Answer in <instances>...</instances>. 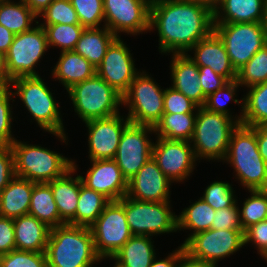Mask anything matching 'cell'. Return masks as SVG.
<instances>
[{
    "mask_svg": "<svg viewBox=\"0 0 267 267\" xmlns=\"http://www.w3.org/2000/svg\"><path fill=\"white\" fill-rule=\"evenodd\" d=\"M153 29L158 30L160 53L188 54L214 31V13L196 1L151 0L149 32Z\"/></svg>",
    "mask_w": 267,
    "mask_h": 267,
    "instance_id": "cell-1",
    "label": "cell"
},
{
    "mask_svg": "<svg viewBox=\"0 0 267 267\" xmlns=\"http://www.w3.org/2000/svg\"><path fill=\"white\" fill-rule=\"evenodd\" d=\"M48 267H87L101 258L89 227L64 224L50 228L46 247Z\"/></svg>",
    "mask_w": 267,
    "mask_h": 267,
    "instance_id": "cell-2",
    "label": "cell"
},
{
    "mask_svg": "<svg viewBox=\"0 0 267 267\" xmlns=\"http://www.w3.org/2000/svg\"><path fill=\"white\" fill-rule=\"evenodd\" d=\"M224 162L236 172L240 185L249 190H267L265 160L259 153L254 127L239 124L232 132Z\"/></svg>",
    "mask_w": 267,
    "mask_h": 267,
    "instance_id": "cell-3",
    "label": "cell"
},
{
    "mask_svg": "<svg viewBox=\"0 0 267 267\" xmlns=\"http://www.w3.org/2000/svg\"><path fill=\"white\" fill-rule=\"evenodd\" d=\"M9 85L15 88V92H12L13 96L18 95L38 126L66 144L68 136L64 130L59 103L56 102L54 93L50 91L41 76L18 77L11 80Z\"/></svg>",
    "mask_w": 267,
    "mask_h": 267,
    "instance_id": "cell-4",
    "label": "cell"
},
{
    "mask_svg": "<svg viewBox=\"0 0 267 267\" xmlns=\"http://www.w3.org/2000/svg\"><path fill=\"white\" fill-rule=\"evenodd\" d=\"M238 125L233 117L208 111L203 106L198 107L194 133L190 141L197 160L223 161L231 134Z\"/></svg>",
    "mask_w": 267,
    "mask_h": 267,
    "instance_id": "cell-5",
    "label": "cell"
},
{
    "mask_svg": "<svg viewBox=\"0 0 267 267\" xmlns=\"http://www.w3.org/2000/svg\"><path fill=\"white\" fill-rule=\"evenodd\" d=\"M15 176L35 183H47L62 177L72 168V159L40 145L15 140L11 144Z\"/></svg>",
    "mask_w": 267,
    "mask_h": 267,
    "instance_id": "cell-6",
    "label": "cell"
},
{
    "mask_svg": "<svg viewBox=\"0 0 267 267\" xmlns=\"http://www.w3.org/2000/svg\"><path fill=\"white\" fill-rule=\"evenodd\" d=\"M66 92L74 111L85 123L94 119L108 118L120 113L122 95L108 85L97 73L71 87Z\"/></svg>",
    "mask_w": 267,
    "mask_h": 267,
    "instance_id": "cell-7",
    "label": "cell"
},
{
    "mask_svg": "<svg viewBox=\"0 0 267 267\" xmlns=\"http://www.w3.org/2000/svg\"><path fill=\"white\" fill-rule=\"evenodd\" d=\"M146 71H140L122 97L130 123L155 127L164 114V91Z\"/></svg>",
    "mask_w": 267,
    "mask_h": 267,
    "instance_id": "cell-8",
    "label": "cell"
},
{
    "mask_svg": "<svg viewBox=\"0 0 267 267\" xmlns=\"http://www.w3.org/2000/svg\"><path fill=\"white\" fill-rule=\"evenodd\" d=\"M214 32L223 41L236 72L267 44L262 22L214 24Z\"/></svg>",
    "mask_w": 267,
    "mask_h": 267,
    "instance_id": "cell-9",
    "label": "cell"
},
{
    "mask_svg": "<svg viewBox=\"0 0 267 267\" xmlns=\"http://www.w3.org/2000/svg\"><path fill=\"white\" fill-rule=\"evenodd\" d=\"M37 23L31 30L16 34L5 54L6 71L13 80L18 77L40 76L38 62L49 49L45 29Z\"/></svg>",
    "mask_w": 267,
    "mask_h": 267,
    "instance_id": "cell-10",
    "label": "cell"
},
{
    "mask_svg": "<svg viewBox=\"0 0 267 267\" xmlns=\"http://www.w3.org/2000/svg\"><path fill=\"white\" fill-rule=\"evenodd\" d=\"M89 228L97 254L110 259L133 235L126 220L125 196L110 201Z\"/></svg>",
    "mask_w": 267,
    "mask_h": 267,
    "instance_id": "cell-11",
    "label": "cell"
},
{
    "mask_svg": "<svg viewBox=\"0 0 267 267\" xmlns=\"http://www.w3.org/2000/svg\"><path fill=\"white\" fill-rule=\"evenodd\" d=\"M170 202H149L125 196V215L133 235L155 236L178 231Z\"/></svg>",
    "mask_w": 267,
    "mask_h": 267,
    "instance_id": "cell-12",
    "label": "cell"
},
{
    "mask_svg": "<svg viewBox=\"0 0 267 267\" xmlns=\"http://www.w3.org/2000/svg\"><path fill=\"white\" fill-rule=\"evenodd\" d=\"M244 232L209 229L192 235L182 246L190 258L216 267L221 259L245 246Z\"/></svg>",
    "mask_w": 267,
    "mask_h": 267,
    "instance_id": "cell-13",
    "label": "cell"
},
{
    "mask_svg": "<svg viewBox=\"0 0 267 267\" xmlns=\"http://www.w3.org/2000/svg\"><path fill=\"white\" fill-rule=\"evenodd\" d=\"M152 133L154 127L133 123L123 130L114 160L127 181L152 157Z\"/></svg>",
    "mask_w": 267,
    "mask_h": 267,
    "instance_id": "cell-14",
    "label": "cell"
},
{
    "mask_svg": "<svg viewBox=\"0 0 267 267\" xmlns=\"http://www.w3.org/2000/svg\"><path fill=\"white\" fill-rule=\"evenodd\" d=\"M151 0H103L104 26L115 36L149 31Z\"/></svg>",
    "mask_w": 267,
    "mask_h": 267,
    "instance_id": "cell-15",
    "label": "cell"
},
{
    "mask_svg": "<svg viewBox=\"0 0 267 267\" xmlns=\"http://www.w3.org/2000/svg\"><path fill=\"white\" fill-rule=\"evenodd\" d=\"M152 158L172 182H183L195 169L197 158L189 141L157 137L152 147Z\"/></svg>",
    "mask_w": 267,
    "mask_h": 267,
    "instance_id": "cell-16",
    "label": "cell"
},
{
    "mask_svg": "<svg viewBox=\"0 0 267 267\" xmlns=\"http://www.w3.org/2000/svg\"><path fill=\"white\" fill-rule=\"evenodd\" d=\"M129 48L121 37H117L107 49L96 73L122 96L139 73Z\"/></svg>",
    "mask_w": 267,
    "mask_h": 267,
    "instance_id": "cell-17",
    "label": "cell"
},
{
    "mask_svg": "<svg viewBox=\"0 0 267 267\" xmlns=\"http://www.w3.org/2000/svg\"><path fill=\"white\" fill-rule=\"evenodd\" d=\"M124 117L119 113L108 118L85 122L88 128L90 160L115 158L121 134L130 123V120Z\"/></svg>",
    "mask_w": 267,
    "mask_h": 267,
    "instance_id": "cell-18",
    "label": "cell"
},
{
    "mask_svg": "<svg viewBox=\"0 0 267 267\" xmlns=\"http://www.w3.org/2000/svg\"><path fill=\"white\" fill-rule=\"evenodd\" d=\"M86 176L80 175L83 185L97 191L109 201L121 200L127 194L128 181L114 159L90 160Z\"/></svg>",
    "mask_w": 267,
    "mask_h": 267,
    "instance_id": "cell-19",
    "label": "cell"
},
{
    "mask_svg": "<svg viewBox=\"0 0 267 267\" xmlns=\"http://www.w3.org/2000/svg\"><path fill=\"white\" fill-rule=\"evenodd\" d=\"M172 183L151 157L128 180L126 196L140 201L170 202V185Z\"/></svg>",
    "mask_w": 267,
    "mask_h": 267,
    "instance_id": "cell-20",
    "label": "cell"
},
{
    "mask_svg": "<svg viewBox=\"0 0 267 267\" xmlns=\"http://www.w3.org/2000/svg\"><path fill=\"white\" fill-rule=\"evenodd\" d=\"M194 57L187 54L198 67H210L215 73L228 81L236 80L237 72L232 67L225 45L213 31L208 37L199 40L190 51Z\"/></svg>",
    "mask_w": 267,
    "mask_h": 267,
    "instance_id": "cell-21",
    "label": "cell"
},
{
    "mask_svg": "<svg viewBox=\"0 0 267 267\" xmlns=\"http://www.w3.org/2000/svg\"><path fill=\"white\" fill-rule=\"evenodd\" d=\"M170 79L175 90L183 93L199 107L204 106L207 97L203 94L199 82L198 66L187 54H172Z\"/></svg>",
    "mask_w": 267,
    "mask_h": 267,
    "instance_id": "cell-22",
    "label": "cell"
},
{
    "mask_svg": "<svg viewBox=\"0 0 267 267\" xmlns=\"http://www.w3.org/2000/svg\"><path fill=\"white\" fill-rule=\"evenodd\" d=\"M77 170L75 160L72 168L62 177L47 182L52 190L60 219L65 224L75 225V214L77 209L80 186L83 184L80 175L73 178ZM73 174V175H71Z\"/></svg>",
    "mask_w": 267,
    "mask_h": 267,
    "instance_id": "cell-23",
    "label": "cell"
},
{
    "mask_svg": "<svg viewBox=\"0 0 267 267\" xmlns=\"http://www.w3.org/2000/svg\"><path fill=\"white\" fill-rule=\"evenodd\" d=\"M267 0H221L213 10L214 24L263 22Z\"/></svg>",
    "mask_w": 267,
    "mask_h": 267,
    "instance_id": "cell-24",
    "label": "cell"
},
{
    "mask_svg": "<svg viewBox=\"0 0 267 267\" xmlns=\"http://www.w3.org/2000/svg\"><path fill=\"white\" fill-rule=\"evenodd\" d=\"M35 182L14 176L0 192V216L15 219L29 214Z\"/></svg>",
    "mask_w": 267,
    "mask_h": 267,
    "instance_id": "cell-25",
    "label": "cell"
},
{
    "mask_svg": "<svg viewBox=\"0 0 267 267\" xmlns=\"http://www.w3.org/2000/svg\"><path fill=\"white\" fill-rule=\"evenodd\" d=\"M16 250L45 252L50 227L32 215L13 219Z\"/></svg>",
    "mask_w": 267,
    "mask_h": 267,
    "instance_id": "cell-26",
    "label": "cell"
},
{
    "mask_svg": "<svg viewBox=\"0 0 267 267\" xmlns=\"http://www.w3.org/2000/svg\"><path fill=\"white\" fill-rule=\"evenodd\" d=\"M57 64L52 69V76L69 90L74 85L96 74V68L74 50L62 51Z\"/></svg>",
    "mask_w": 267,
    "mask_h": 267,
    "instance_id": "cell-27",
    "label": "cell"
},
{
    "mask_svg": "<svg viewBox=\"0 0 267 267\" xmlns=\"http://www.w3.org/2000/svg\"><path fill=\"white\" fill-rule=\"evenodd\" d=\"M152 237L132 235V237L110 258L115 267H150L156 257Z\"/></svg>",
    "mask_w": 267,
    "mask_h": 267,
    "instance_id": "cell-28",
    "label": "cell"
},
{
    "mask_svg": "<svg viewBox=\"0 0 267 267\" xmlns=\"http://www.w3.org/2000/svg\"><path fill=\"white\" fill-rule=\"evenodd\" d=\"M102 26L85 28L74 49L96 69L102 63L110 44L117 38L106 26Z\"/></svg>",
    "mask_w": 267,
    "mask_h": 267,
    "instance_id": "cell-29",
    "label": "cell"
},
{
    "mask_svg": "<svg viewBox=\"0 0 267 267\" xmlns=\"http://www.w3.org/2000/svg\"><path fill=\"white\" fill-rule=\"evenodd\" d=\"M29 215L53 228L64 225L48 183H35L30 200Z\"/></svg>",
    "mask_w": 267,
    "mask_h": 267,
    "instance_id": "cell-30",
    "label": "cell"
},
{
    "mask_svg": "<svg viewBox=\"0 0 267 267\" xmlns=\"http://www.w3.org/2000/svg\"><path fill=\"white\" fill-rule=\"evenodd\" d=\"M38 16L25 4L23 0L15 2L12 0H0V24L12 33L20 34L29 31L35 24L39 23Z\"/></svg>",
    "mask_w": 267,
    "mask_h": 267,
    "instance_id": "cell-31",
    "label": "cell"
},
{
    "mask_svg": "<svg viewBox=\"0 0 267 267\" xmlns=\"http://www.w3.org/2000/svg\"><path fill=\"white\" fill-rule=\"evenodd\" d=\"M197 113L163 114L155 125L156 137L168 140L191 141Z\"/></svg>",
    "mask_w": 267,
    "mask_h": 267,
    "instance_id": "cell-32",
    "label": "cell"
},
{
    "mask_svg": "<svg viewBox=\"0 0 267 267\" xmlns=\"http://www.w3.org/2000/svg\"><path fill=\"white\" fill-rule=\"evenodd\" d=\"M215 210L201 197L198 201L184 208L183 211L177 215V228L181 230H192L193 232L185 239L184 243L196 233L207 231L211 229Z\"/></svg>",
    "mask_w": 267,
    "mask_h": 267,
    "instance_id": "cell-33",
    "label": "cell"
},
{
    "mask_svg": "<svg viewBox=\"0 0 267 267\" xmlns=\"http://www.w3.org/2000/svg\"><path fill=\"white\" fill-rule=\"evenodd\" d=\"M109 202L105 196L82 184L75 214V226L90 227Z\"/></svg>",
    "mask_w": 267,
    "mask_h": 267,
    "instance_id": "cell-34",
    "label": "cell"
},
{
    "mask_svg": "<svg viewBox=\"0 0 267 267\" xmlns=\"http://www.w3.org/2000/svg\"><path fill=\"white\" fill-rule=\"evenodd\" d=\"M244 96V113L241 124L254 127L267 123V81L249 87Z\"/></svg>",
    "mask_w": 267,
    "mask_h": 267,
    "instance_id": "cell-35",
    "label": "cell"
},
{
    "mask_svg": "<svg viewBox=\"0 0 267 267\" xmlns=\"http://www.w3.org/2000/svg\"><path fill=\"white\" fill-rule=\"evenodd\" d=\"M46 32L49 47L60 48L61 51H71L76 47L85 27L81 24L41 25Z\"/></svg>",
    "mask_w": 267,
    "mask_h": 267,
    "instance_id": "cell-36",
    "label": "cell"
},
{
    "mask_svg": "<svg viewBox=\"0 0 267 267\" xmlns=\"http://www.w3.org/2000/svg\"><path fill=\"white\" fill-rule=\"evenodd\" d=\"M239 86L241 85L236 80L229 81L226 85L221 87L219 90L210 94L207 97L205 105L203 107H205L208 111H211V112L224 114L230 117L233 116V118H235V120L239 124H241V120H242L243 113H244V98H242V100L235 99L236 92ZM228 101H234L236 104H241L240 106L242 109H241L240 115H236L237 117L236 116L234 117V115L230 113L231 111L227 109Z\"/></svg>",
    "mask_w": 267,
    "mask_h": 267,
    "instance_id": "cell-37",
    "label": "cell"
},
{
    "mask_svg": "<svg viewBox=\"0 0 267 267\" xmlns=\"http://www.w3.org/2000/svg\"><path fill=\"white\" fill-rule=\"evenodd\" d=\"M236 81L247 88L267 81V44L237 71Z\"/></svg>",
    "mask_w": 267,
    "mask_h": 267,
    "instance_id": "cell-38",
    "label": "cell"
},
{
    "mask_svg": "<svg viewBox=\"0 0 267 267\" xmlns=\"http://www.w3.org/2000/svg\"><path fill=\"white\" fill-rule=\"evenodd\" d=\"M251 193L239 208L240 221L245 231L253 224L267 220V190H249Z\"/></svg>",
    "mask_w": 267,
    "mask_h": 267,
    "instance_id": "cell-39",
    "label": "cell"
},
{
    "mask_svg": "<svg viewBox=\"0 0 267 267\" xmlns=\"http://www.w3.org/2000/svg\"><path fill=\"white\" fill-rule=\"evenodd\" d=\"M80 24L85 28H100L104 18L103 0H70Z\"/></svg>",
    "mask_w": 267,
    "mask_h": 267,
    "instance_id": "cell-40",
    "label": "cell"
},
{
    "mask_svg": "<svg viewBox=\"0 0 267 267\" xmlns=\"http://www.w3.org/2000/svg\"><path fill=\"white\" fill-rule=\"evenodd\" d=\"M39 16L44 20L40 25L80 24L70 0H54Z\"/></svg>",
    "mask_w": 267,
    "mask_h": 267,
    "instance_id": "cell-41",
    "label": "cell"
},
{
    "mask_svg": "<svg viewBox=\"0 0 267 267\" xmlns=\"http://www.w3.org/2000/svg\"><path fill=\"white\" fill-rule=\"evenodd\" d=\"M12 97L14 96L10 85L0 86V146H11L16 140L11 128L13 111L10 100L14 101Z\"/></svg>",
    "mask_w": 267,
    "mask_h": 267,
    "instance_id": "cell-42",
    "label": "cell"
},
{
    "mask_svg": "<svg viewBox=\"0 0 267 267\" xmlns=\"http://www.w3.org/2000/svg\"><path fill=\"white\" fill-rule=\"evenodd\" d=\"M232 188V184L217 180L207 186L201 198L214 210L232 207L237 202Z\"/></svg>",
    "mask_w": 267,
    "mask_h": 267,
    "instance_id": "cell-43",
    "label": "cell"
},
{
    "mask_svg": "<svg viewBox=\"0 0 267 267\" xmlns=\"http://www.w3.org/2000/svg\"><path fill=\"white\" fill-rule=\"evenodd\" d=\"M0 267H48L45 252L12 250L0 256Z\"/></svg>",
    "mask_w": 267,
    "mask_h": 267,
    "instance_id": "cell-44",
    "label": "cell"
},
{
    "mask_svg": "<svg viewBox=\"0 0 267 267\" xmlns=\"http://www.w3.org/2000/svg\"><path fill=\"white\" fill-rule=\"evenodd\" d=\"M198 105L173 87L164 91V114L197 113Z\"/></svg>",
    "mask_w": 267,
    "mask_h": 267,
    "instance_id": "cell-45",
    "label": "cell"
},
{
    "mask_svg": "<svg viewBox=\"0 0 267 267\" xmlns=\"http://www.w3.org/2000/svg\"><path fill=\"white\" fill-rule=\"evenodd\" d=\"M236 202L232 207L215 210L211 229L215 230H243L240 221L239 207Z\"/></svg>",
    "mask_w": 267,
    "mask_h": 267,
    "instance_id": "cell-46",
    "label": "cell"
},
{
    "mask_svg": "<svg viewBox=\"0 0 267 267\" xmlns=\"http://www.w3.org/2000/svg\"><path fill=\"white\" fill-rule=\"evenodd\" d=\"M245 245L252 243L258 254L267 261V220L260 221L248 227L244 232Z\"/></svg>",
    "mask_w": 267,
    "mask_h": 267,
    "instance_id": "cell-47",
    "label": "cell"
},
{
    "mask_svg": "<svg viewBox=\"0 0 267 267\" xmlns=\"http://www.w3.org/2000/svg\"><path fill=\"white\" fill-rule=\"evenodd\" d=\"M199 82L203 94L208 97L210 94L216 92L221 87L226 85L229 81L221 75L215 73L210 67H198Z\"/></svg>",
    "mask_w": 267,
    "mask_h": 267,
    "instance_id": "cell-48",
    "label": "cell"
},
{
    "mask_svg": "<svg viewBox=\"0 0 267 267\" xmlns=\"http://www.w3.org/2000/svg\"><path fill=\"white\" fill-rule=\"evenodd\" d=\"M15 176L14 155L11 146H0V192Z\"/></svg>",
    "mask_w": 267,
    "mask_h": 267,
    "instance_id": "cell-49",
    "label": "cell"
},
{
    "mask_svg": "<svg viewBox=\"0 0 267 267\" xmlns=\"http://www.w3.org/2000/svg\"><path fill=\"white\" fill-rule=\"evenodd\" d=\"M15 249L13 219L0 216V256Z\"/></svg>",
    "mask_w": 267,
    "mask_h": 267,
    "instance_id": "cell-50",
    "label": "cell"
},
{
    "mask_svg": "<svg viewBox=\"0 0 267 267\" xmlns=\"http://www.w3.org/2000/svg\"><path fill=\"white\" fill-rule=\"evenodd\" d=\"M165 259H157L155 257L150 267H177L181 256L185 253L183 246H179L175 251H172ZM157 259V260H156Z\"/></svg>",
    "mask_w": 267,
    "mask_h": 267,
    "instance_id": "cell-51",
    "label": "cell"
},
{
    "mask_svg": "<svg viewBox=\"0 0 267 267\" xmlns=\"http://www.w3.org/2000/svg\"><path fill=\"white\" fill-rule=\"evenodd\" d=\"M259 153L267 161V123L254 126Z\"/></svg>",
    "mask_w": 267,
    "mask_h": 267,
    "instance_id": "cell-52",
    "label": "cell"
},
{
    "mask_svg": "<svg viewBox=\"0 0 267 267\" xmlns=\"http://www.w3.org/2000/svg\"><path fill=\"white\" fill-rule=\"evenodd\" d=\"M15 34L0 24V52L4 55L8 52Z\"/></svg>",
    "mask_w": 267,
    "mask_h": 267,
    "instance_id": "cell-53",
    "label": "cell"
},
{
    "mask_svg": "<svg viewBox=\"0 0 267 267\" xmlns=\"http://www.w3.org/2000/svg\"><path fill=\"white\" fill-rule=\"evenodd\" d=\"M25 4L39 17V15L54 1V0H23Z\"/></svg>",
    "mask_w": 267,
    "mask_h": 267,
    "instance_id": "cell-54",
    "label": "cell"
},
{
    "mask_svg": "<svg viewBox=\"0 0 267 267\" xmlns=\"http://www.w3.org/2000/svg\"><path fill=\"white\" fill-rule=\"evenodd\" d=\"M177 267H215V266L208 263H204L203 261L192 259L186 253H184L181 256Z\"/></svg>",
    "mask_w": 267,
    "mask_h": 267,
    "instance_id": "cell-55",
    "label": "cell"
},
{
    "mask_svg": "<svg viewBox=\"0 0 267 267\" xmlns=\"http://www.w3.org/2000/svg\"><path fill=\"white\" fill-rule=\"evenodd\" d=\"M10 82L11 80L6 71L5 55L0 52V86L9 85Z\"/></svg>",
    "mask_w": 267,
    "mask_h": 267,
    "instance_id": "cell-56",
    "label": "cell"
},
{
    "mask_svg": "<svg viewBox=\"0 0 267 267\" xmlns=\"http://www.w3.org/2000/svg\"><path fill=\"white\" fill-rule=\"evenodd\" d=\"M191 1L202 3L210 7L212 10H214L218 6L221 0H191Z\"/></svg>",
    "mask_w": 267,
    "mask_h": 267,
    "instance_id": "cell-57",
    "label": "cell"
},
{
    "mask_svg": "<svg viewBox=\"0 0 267 267\" xmlns=\"http://www.w3.org/2000/svg\"><path fill=\"white\" fill-rule=\"evenodd\" d=\"M262 23H263V27H264V31H265L266 40H267V4H266L264 19H263Z\"/></svg>",
    "mask_w": 267,
    "mask_h": 267,
    "instance_id": "cell-58",
    "label": "cell"
}]
</instances>
